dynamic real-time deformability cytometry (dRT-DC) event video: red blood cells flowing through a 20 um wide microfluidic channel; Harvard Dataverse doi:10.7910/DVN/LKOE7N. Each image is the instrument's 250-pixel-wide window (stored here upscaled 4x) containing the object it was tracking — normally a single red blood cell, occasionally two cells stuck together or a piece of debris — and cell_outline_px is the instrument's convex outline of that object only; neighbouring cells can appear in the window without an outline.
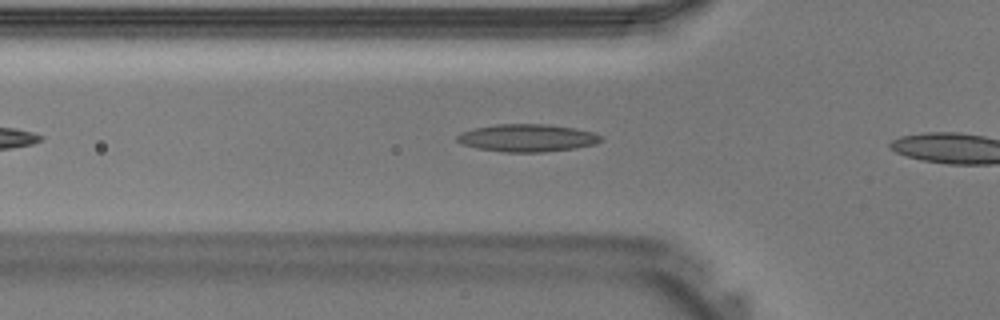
{"species": "Egyptian fruit bat (a non-hibernating species)", "species_latin": "Rousettus aegyptiacus", "temperature_condition": "warm", "stored_images_in_passage": 7, "camera_frame_rate_fps": 3000, "um_per_image_px": 0.085, "animal": {"sex": "male"}, "frame": {"image": 1, "passage_image": 5, "time_ms": 1.333, "image_size_px": [1000, 320], "cell_outline_px": [[604, 140], [596, 144], [576, 148], [544, 152], [504, 152], [480, 148], [464, 144], [456, 140], [456, 136], [460, 132], [472, 128], [496, 124], [548, 124], [576, 128], [592, 132], [600, 136]], "centroid_in_image_um": [44.83, 11.71], "position_along_channel_um": 81.0, "area_um2": 23.18}}